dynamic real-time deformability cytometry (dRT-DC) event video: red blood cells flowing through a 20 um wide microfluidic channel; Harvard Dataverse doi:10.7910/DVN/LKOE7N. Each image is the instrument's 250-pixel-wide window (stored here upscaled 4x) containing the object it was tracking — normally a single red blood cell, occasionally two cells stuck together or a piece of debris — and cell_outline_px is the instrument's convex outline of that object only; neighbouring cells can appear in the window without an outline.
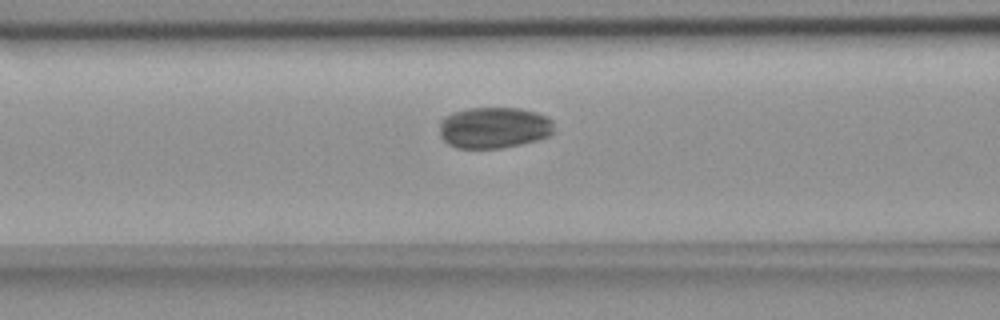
{"species": "common noctule bat (a hibernating species)", "species_latin": "Nyctalus noctula", "temperature_condition": "room temperature", "stored_images_in_passage": 7, "camera_frame_rate_fps": 3000, "um_per_image_px": 0.085, "animal": {"sex": "female", "body_mass_g": 18.4}, "frame": {"image": 1, "passage_image": 5, "time_ms": 1.333, "image_size_px": [1000, 320], "cell_outline_px": [[552, 132], [548, 136], [536, 140], [520, 144], [500, 148], [456, 148], [448, 144], [440, 136], [440, 120], [444, 116], [452, 112], [468, 108], [520, 108], [536, 112], [548, 116], [552, 120]], "centroid_in_image_um": [41.95, 10.84], "position_along_channel_um": 124.6, "area_um2": 27.63}}